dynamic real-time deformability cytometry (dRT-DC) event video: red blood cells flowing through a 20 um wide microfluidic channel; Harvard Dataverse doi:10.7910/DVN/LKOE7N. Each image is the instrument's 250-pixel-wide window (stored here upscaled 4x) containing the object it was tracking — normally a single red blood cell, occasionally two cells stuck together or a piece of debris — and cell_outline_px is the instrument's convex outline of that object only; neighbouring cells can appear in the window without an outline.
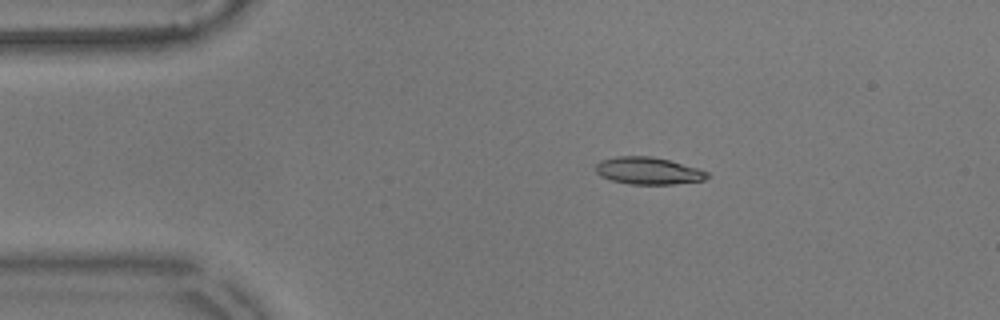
{"species": "common noctule bat (a hibernating species)", "species_latin": "Nyctalus noctula", "temperature_condition": "warm", "stored_images_in_passage": 47, "camera_frame_rate_fps": 3000, "um_per_image_px": 0.085, "animal": {"sex": "male", "body_mass_g": 17.9}, "frame": {"image": 1, "passage_image": 1, "time_ms": 0.0, "image_size_px": [1000, 320], "cell_outline_px": [[712, 176], [704, 180], [672, 184], [628, 184], [612, 180], [600, 176], [596, 172], [596, 164], [600, 160], [616, 156], [652, 156], [668, 160], [696, 168], [708, 172]], "centroid_in_image_um": [55.08, 14.52], "position_along_channel_um": 29.9, "area_um2": 17.63}}
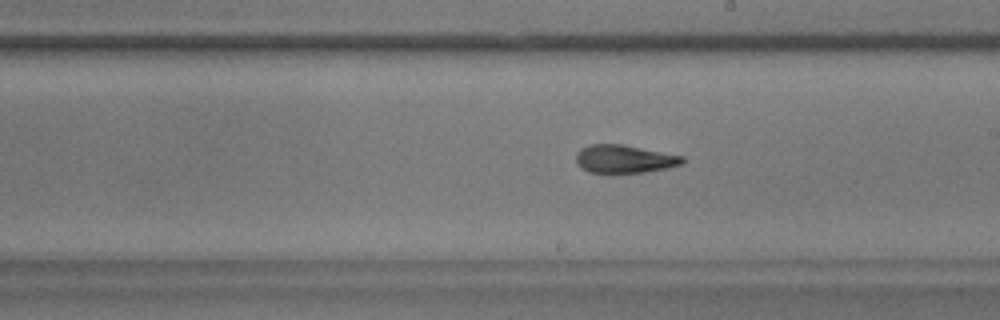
{"frame": {"image": 2, "passage_image": 22, "time_ms": 7.0, "image_size_px": [1000, 320], "cell_outline_px": [[684, 164], [668, 168], [644, 172], [588, 172], [580, 168], [576, 160], [576, 152], [580, 148], [588, 144], [620, 144], [684, 156]], "centroid_in_image_um": [53.05, 13.51], "position_along_channel_um": 235.9, "area_um2": 17.4}}
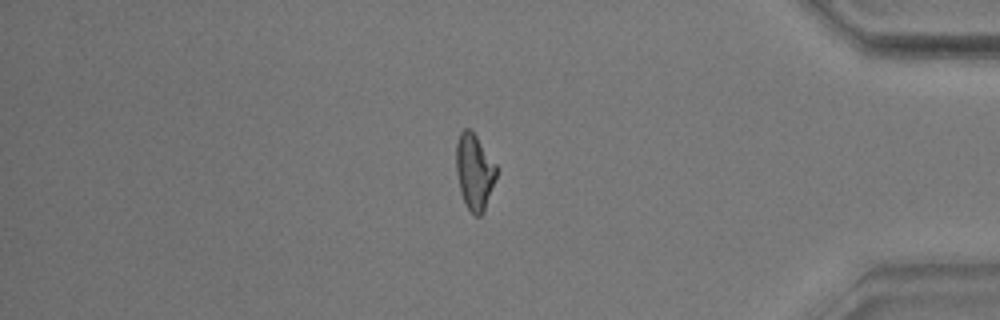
{"frame": {"image": 3, "passage_image": 38, "time_ms": 12.333, "image_size_px": [1000, 320], "cell_outline_px": [[496, 176], [484, 212], [480, 216], [472, 216], [460, 192], [456, 172], [456, 144], [460, 132], [464, 128], [468, 128], [476, 136], [496, 164]], "centroid_in_image_um": [40.31, 14.62], "position_along_channel_um": 394.9, "area_um2": 17.69}, "authors_computed_cell_mechanics": {"area_um2": 17.8602, "velocity_mm_per_s": 3.5901, "shape_relaxation_time_tau1_ms": 6.8738, "shape_relaxation_time_tau2_ms": 2.6367, "deformation_change_tau1": 0.2021, "deformation_change_tau2": 0.0929}}